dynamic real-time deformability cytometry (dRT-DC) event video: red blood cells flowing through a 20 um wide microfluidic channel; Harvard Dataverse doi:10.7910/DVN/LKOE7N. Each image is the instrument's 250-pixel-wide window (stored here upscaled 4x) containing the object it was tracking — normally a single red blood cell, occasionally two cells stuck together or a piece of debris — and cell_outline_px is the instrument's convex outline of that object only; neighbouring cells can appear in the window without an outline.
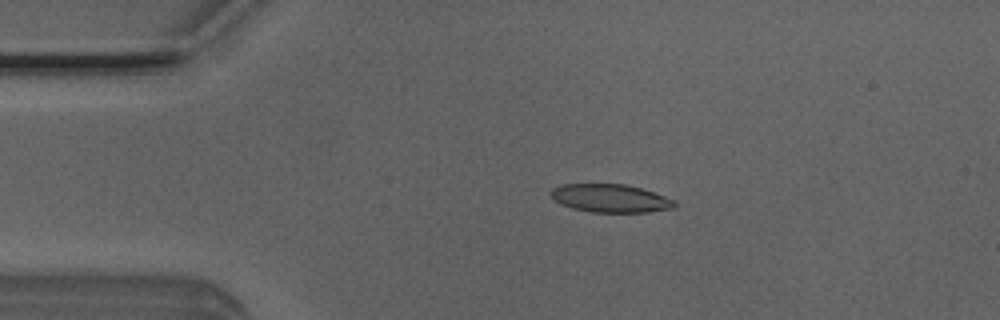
{"species": "Egyptian fruit bat (a non-hibernating species)", "species_latin": "Rousettus aegyptiacus", "temperature_condition": "room temperature", "stored_images_in_passage": 17, "camera_frame_rate_fps": 3000, "um_per_image_px": 0.085, "animal": {"sex": "male"}, "frame": {"image": 1, "passage_image": 10, "time_ms": 3.0, "image_size_px": [1000, 320], "cell_outline_px": [[676, 204], [672, 208], [648, 212], [592, 212], [572, 208], [560, 204], [548, 192], [552, 188], [560, 184], [624, 184], [640, 188], [676, 200]], "centroid_in_image_um": [51.85, 16.85], "position_along_channel_um": 33.1, "area_um2": 20.23}}